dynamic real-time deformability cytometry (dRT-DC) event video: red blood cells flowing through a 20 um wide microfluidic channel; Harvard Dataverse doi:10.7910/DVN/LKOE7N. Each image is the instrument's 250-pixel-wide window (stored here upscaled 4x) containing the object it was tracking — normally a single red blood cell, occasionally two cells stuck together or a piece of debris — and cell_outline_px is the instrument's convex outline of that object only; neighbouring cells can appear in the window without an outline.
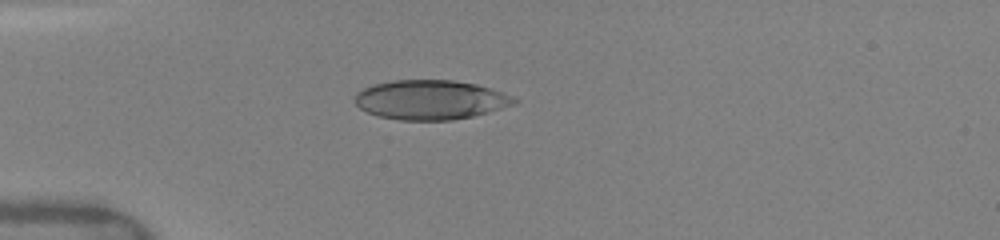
{"species": "human", "species_latin": "Homo sapiens", "temperature_condition": "warm", "stored_images_in_passage": 3, "camera_frame_rate_fps": 3000, "um_per_image_px": 0.085, "donor": {"sex": "female"}, "frame": {"image": 1, "passage_image": 1, "time_ms": 0.0, "image_size_px": [1000, 240], "cell_outline_px": [[520, 100], [516, 104], [488, 112], [472, 116], [452, 120], [400, 120], [380, 116], [368, 112], [360, 108], [356, 104], [356, 92], [372, 84], [392, 80], [456, 80], [476, 84], [492, 88], [512, 96]], "centroid_in_image_um": [36.62, 8.47], "position_along_channel_um": 48.4, "area_um2": 36.7}}